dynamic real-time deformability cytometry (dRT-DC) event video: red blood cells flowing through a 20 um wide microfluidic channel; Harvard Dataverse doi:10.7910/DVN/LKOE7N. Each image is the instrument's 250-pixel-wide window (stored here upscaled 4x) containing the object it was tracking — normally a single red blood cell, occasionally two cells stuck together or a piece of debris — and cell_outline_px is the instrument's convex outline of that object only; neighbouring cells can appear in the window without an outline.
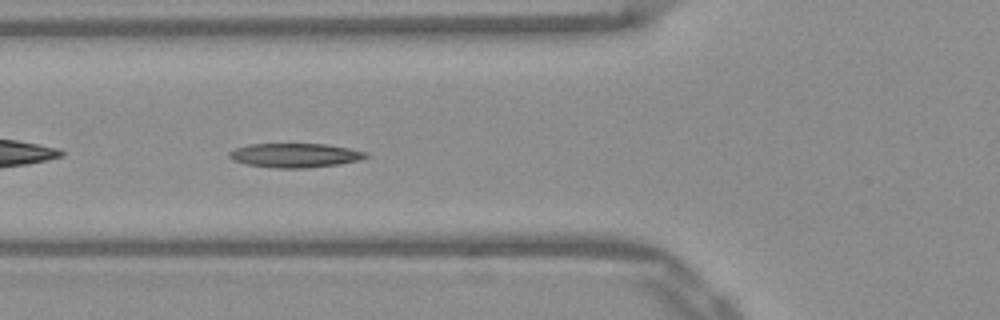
{"species": "Egyptian fruit bat (a non-hibernating species)", "species_latin": "Rousettus aegyptiacus", "temperature_condition": "warm", "stored_images_in_passage": 38, "camera_frame_rate_fps": 3000, "um_per_image_px": 0.085, "frame": {"image": 1, "passage_image": 5, "time_ms": 1.333, "image_size_px": [1000, 320], "cell_outline_px": [[368, 156], [360, 160], [340, 164], [304, 168], [272, 168], [248, 164], [232, 160], [228, 156], [228, 152], [236, 148], [248, 144], [324, 144], [348, 148], [368, 152]], "centroid_in_image_um": [25.07, 13.2], "position_along_channel_um": 100.7, "area_um2": 19.25}}
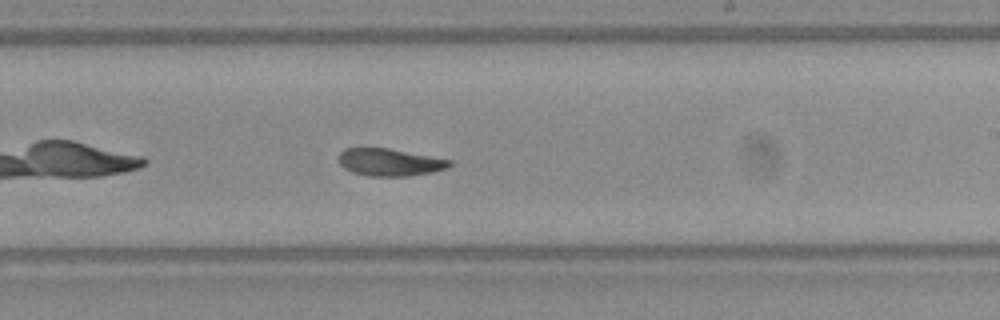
{"frame": {"image": 2, "passage_image": 17, "time_ms": 5.333, "image_size_px": [1000, 320], "cell_outline_px": [[452, 164], [448, 168], [432, 172], [408, 176], [368, 176], [352, 172], [344, 168], [340, 164], [340, 152], [344, 148], [388, 148], [452, 160]], "centroid_in_image_um": [33.14, 13.79], "position_along_channel_um": 255.9, "area_um2": 17.63}}
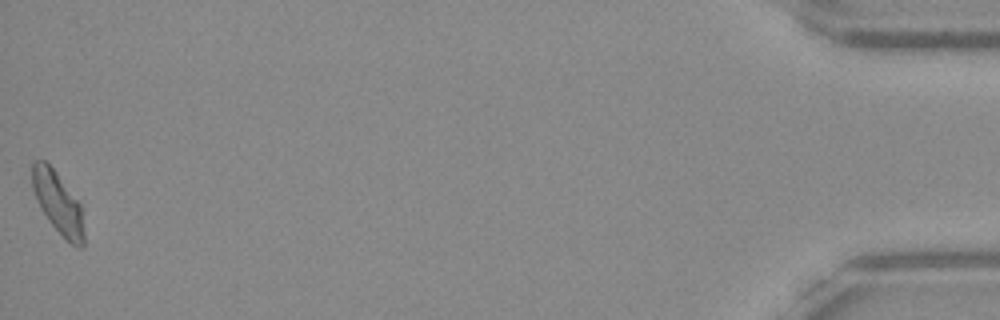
{"frame": {"image": 3, "passage_image": 38, "time_ms": 12.333, "image_size_px": [1000, 320], "cell_outline_px": [[84, 248], [76, 248], [52, 224], [40, 208], [36, 200], [32, 188], [32, 164], [36, 160], [44, 160], [56, 172], [80, 204], [84, 232]], "centroid_in_image_um": [4.92, 17.25], "position_along_channel_um": 430.3, "area_um2": 18.26}, "authors_computed_cell_mechanics": {"area_um2": 18.5827, "velocity_mm_per_s": 3.8732, "shape_relaxation_time_tau1_ms": 6.7944, "shape_relaxation_time_tau2_ms": 6.1444, "deformation_change_tau1": 0.2175, "deformation_change_tau2": 0.0836}}